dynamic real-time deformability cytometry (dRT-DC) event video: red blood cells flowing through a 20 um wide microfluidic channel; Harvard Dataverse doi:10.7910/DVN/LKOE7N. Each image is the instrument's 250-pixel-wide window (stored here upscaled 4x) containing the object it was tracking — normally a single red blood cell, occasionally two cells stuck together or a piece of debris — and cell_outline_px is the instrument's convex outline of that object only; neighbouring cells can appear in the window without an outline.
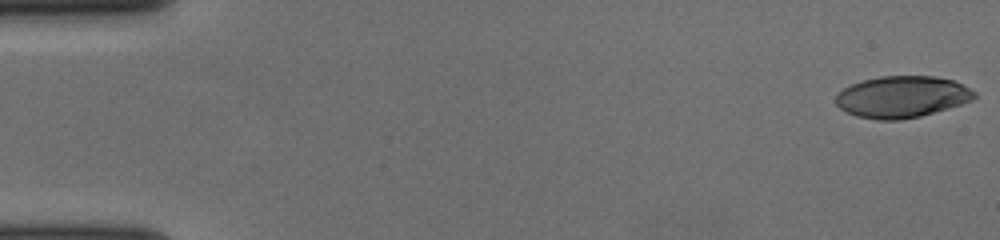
{"species": "human", "species_latin": "Homo sapiens", "temperature_condition": "cold", "stored_images_in_passage": 58, "camera_frame_rate_fps": 3000, "um_per_image_px": 0.085, "donor": {"sex": "female"}, "frame": {"image": 1, "passage_image": 1, "time_ms": 0.0, "image_size_px": [1000, 240], "cell_outline_px": [[976, 96], [972, 100], [948, 108], [920, 116], [900, 120], [880, 120], [856, 116], [840, 108], [836, 104], [836, 92], [852, 84], [864, 80], [880, 76], [936, 76], [952, 80], [976, 92]], "centroid_in_image_um": [76.65, 8.23], "position_along_channel_um": 8.4, "area_um2": 33.41}}
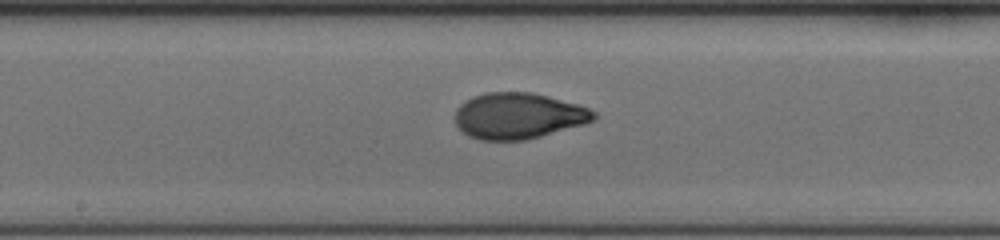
{"frame": {"image": 2, "passage_image": 31, "time_ms": 10.0, "image_size_px": [1000, 240], "cell_outline_px": [[596, 116], [592, 120], [584, 124], [540, 136], [524, 140], [480, 140], [468, 136], [456, 124], [452, 116], [456, 108], [464, 100], [472, 96], [484, 92], [532, 92], [548, 96], [576, 104], [588, 108], [596, 112]], "centroid_in_image_um": [43.99, 9.84], "position_along_channel_um": 204.2, "area_um2": 37.34}}
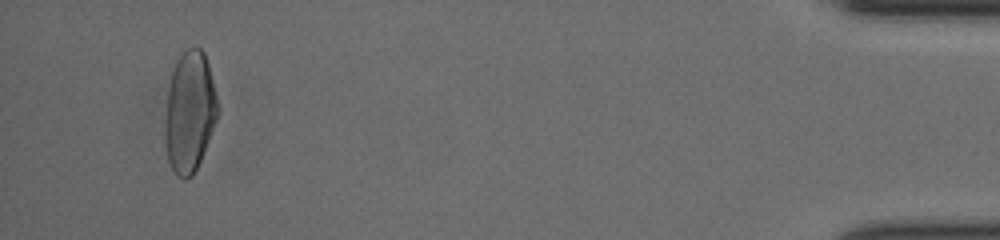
{"frame": {"image": 3, "passage_image": 55, "time_ms": 18.0, "image_size_px": [1000, 240], "cell_outline_px": [[216, 120], [200, 160], [192, 176], [184, 180], [176, 176], [168, 160], [164, 144], [164, 120], [168, 88], [172, 72], [176, 60], [184, 48], [192, 44], [200, 48], [204, 52], [208, 64], [216, 96]], "centroid_in_image_um": [16.07, 9.48], "position_along_channel_um": 419.1, "area_um2": 37.17}, "authors_computed_cell_mechanics": {"area_um2": 36.2984, "velocity_mm_per_s": 3.6344, "shape_relaxation_time_tau1_ms": 6.1281, "shape_relaxation_time_tau2_ms": 1.0967, "deformation_change_tau1": 0.225, "deformation_change_tau2": 0.0571}}